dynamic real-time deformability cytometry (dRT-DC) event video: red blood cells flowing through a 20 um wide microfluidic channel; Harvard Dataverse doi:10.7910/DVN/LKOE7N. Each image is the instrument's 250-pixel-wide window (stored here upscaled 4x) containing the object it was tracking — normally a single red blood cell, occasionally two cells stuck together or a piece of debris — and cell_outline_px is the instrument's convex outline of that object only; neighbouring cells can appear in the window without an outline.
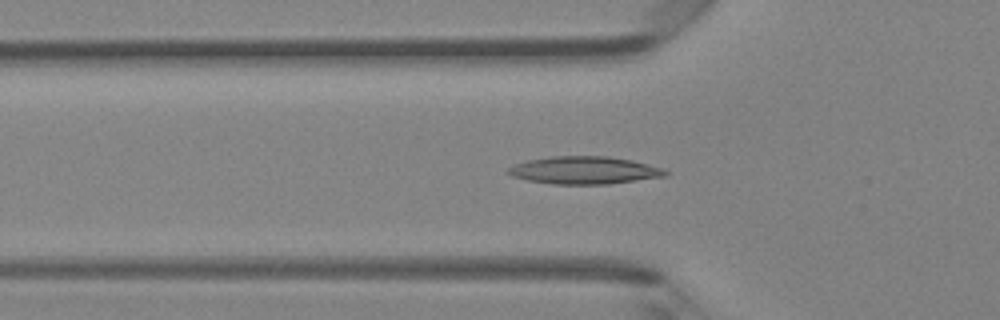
{"species": "Egyptian fruit bat (a non-hibernating species)", "species_latin": "Rousettus aegyptiacus", "temperature_condition": "room temperature", "stored_images_in_passage": 41, "camera_frame_rate_fps": 3000, "um_per_image_px": 0.085, "animal": {"sex": "female"}, "frame": {"image": 1, "passage_image": 9, "time_ms": 2.667, "image_size_px": [1000, 320], "cell_outline_px": [[668, 176], [608, 184], [552, 184], [528, 180], [512, 176], [504, 172], [508, 168], [516, 164], [528, 160], [552, 156], [608, 156], [632, 160], [664, 168], [668, 172]], "centroid_in_image_um": [49.68, 14.47], "position_along_channel_um": 76.1, "area_um2": 25.37}}
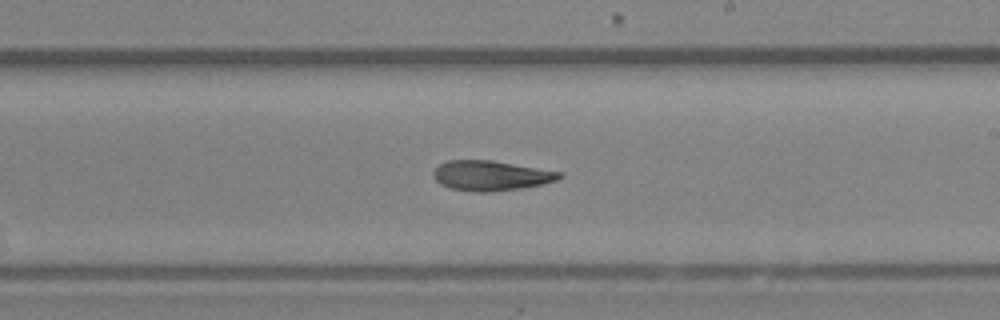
{"frame": {"image": 2, "passage_image": 21, "time_ms": 6.667, "image_size_px": [1000, 320], "cell_outline_px": [[564, 176], [556, 180], [540, 184], [520, 188], [488, 192], [476, 192], [452, 188], [440, 184], [432, 176], [432, 172], [440, 164], [448, 160], [492, 160], [564, 172]], "centroid_in_image_um": [41.73, 14.91], "position_along_channel_um": 247.3, "area_um2": 21.96}}
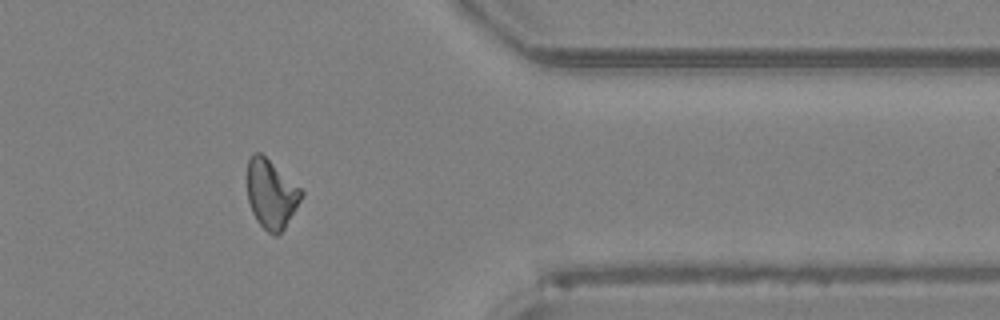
{"frame": {"image": 3, "passage_image": 32, "time_ms": 10.333, "image_size_px": [1000, 320], "cell_outline_px": [[304, 192], [296, 208], [284, 228], [276, 236], [268, 232], [256, 220], [252, 212], [248, 200], [248, 160], [252, 152], [260, 152], [300, 188]], "centroid_in_image_um": [23.03, 16.49], "position_along_channel_um": 388.4, "area_um2": 21.27}}